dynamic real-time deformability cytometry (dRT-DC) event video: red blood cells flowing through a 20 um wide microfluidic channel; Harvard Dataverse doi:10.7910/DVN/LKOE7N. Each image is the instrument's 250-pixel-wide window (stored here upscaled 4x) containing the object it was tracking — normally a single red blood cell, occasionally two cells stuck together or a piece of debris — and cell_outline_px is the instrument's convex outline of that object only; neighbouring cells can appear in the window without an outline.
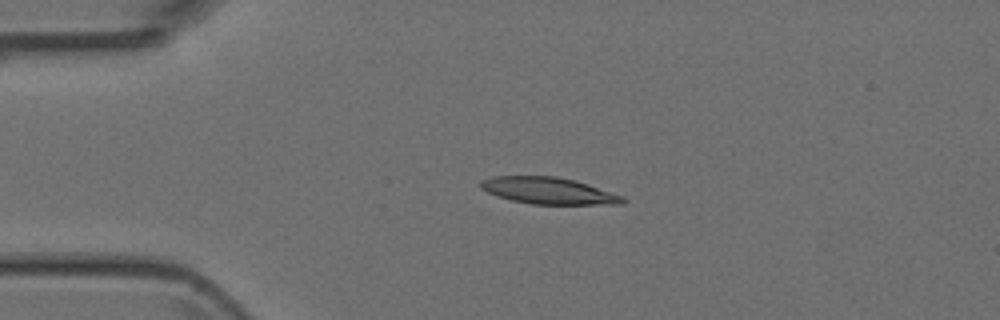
{"species": "Egyptian fruit bat (a non-hibernating species)", "species_latin": "Rousettus aegyptiacus", "temperature_condition": "room temperature", "stored_images_in_passage": 4, "camera_frame_rate_fps": 3000, "um_per_image_px": 0.085, "animal": {"sex": "female"}, "frame": {"image": 1, "passage_image": 3, "time_ms": 0.667, "image_size_px": [1000, 320], "cell_outline_px": [[628, 200], [624, 204], [532, 204], [512, 200], [496, 196], [480, 188], [480, 180], [492, 176], [556, 176], [588, 184], [624, 196]], "centroid_in_image_um": [46.63, 16.21], "position_along_channel_um": 38.4, "area_um2": 22.14}}